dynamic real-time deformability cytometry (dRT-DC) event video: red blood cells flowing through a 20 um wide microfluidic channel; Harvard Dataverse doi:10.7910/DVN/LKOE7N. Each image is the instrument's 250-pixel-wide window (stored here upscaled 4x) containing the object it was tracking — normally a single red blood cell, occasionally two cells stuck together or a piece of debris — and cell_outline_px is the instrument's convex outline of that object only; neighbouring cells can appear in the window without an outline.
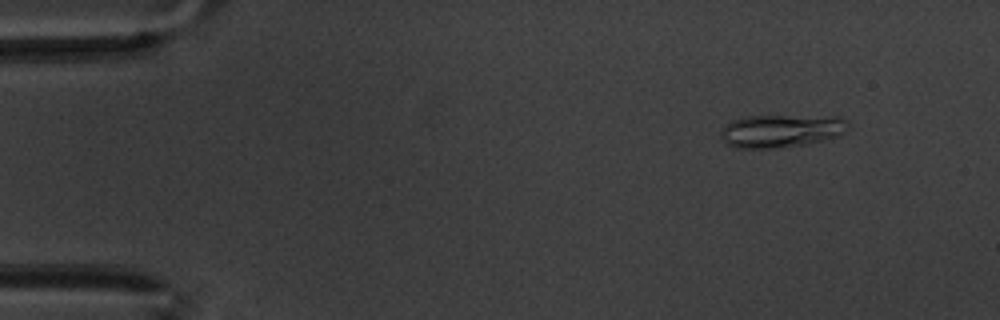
{"species": "common noctule bat (a hibernating species)", "species_latin": "Nyctalus noctula", "temperature_condition": "warm", "stored_images_in_passage": 55, "camera_frame_rate_fps": 3000, "um_per_image_px": 0.085, "animal": {"sex": "male", "body_mass_g": 20.1, "forearm_length_mm": 53.5}, "frame": {"image": 1, "passage_image": 2, "time_ms": 0.333, "image_size_px": [1000, 320], "cell_outline_px": [[848, 124], [844, 132], [840, 136], [804, 144], [768, 148], [736, 148], [728, 144], [720, 136], [720, 128], [724, 124], [732, 120], [744, 116], [840, 116], [848, 120]], "centroid_in_image_um": [66.38, 11.1], "position_along_channel_um": 18.6, "area_um2": 24.51}}
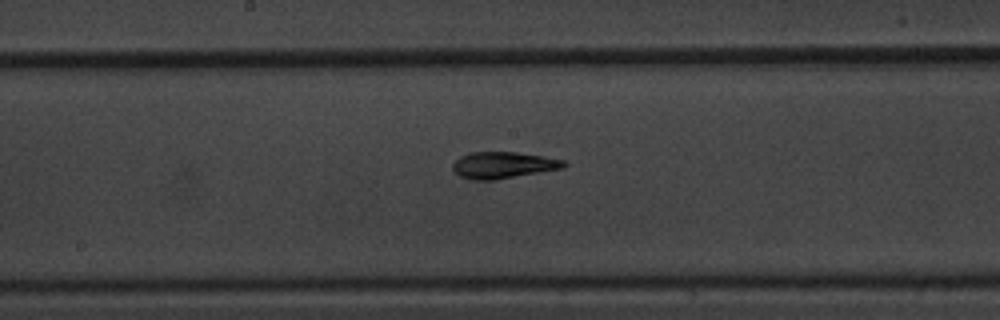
{"frame": {"image": 2, "passage_image": 27, "time_ms": 8.667, "image_size_px": [1000, 320], "cell_outline_px": [[568, 164], [564, 168], [496, 180], [472, 180], [460, 176], [452, 168], [452, 164], [460, 156], [468, 152], [516, 152], [544, 156], [564, 160]], "centroid_in_image_um": [42.78, 14.03], "position_along_channel_um": 205.4, "area_um2": 17.34}}
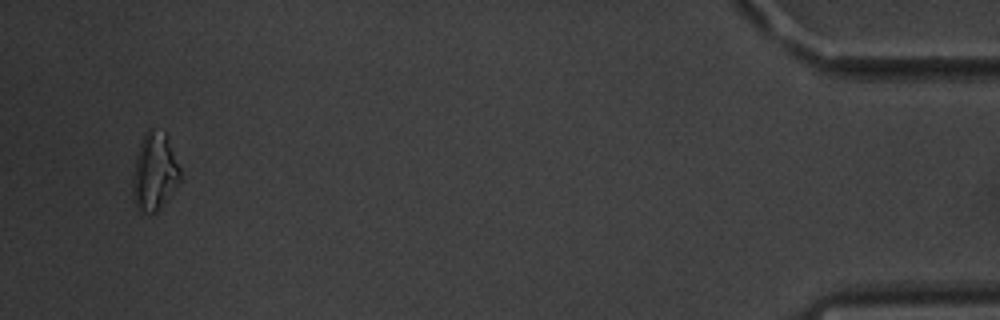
{"frame": {"image": 3, "passage_image": 53, "time_ms": 17.333, "image_size_px": [1000, 320], "cell_outline_px": [[180, 180], [156, 212], [144, 212], [136, 208], [132, 196], [132, 176], [136, 156], [144, 132], [148, 128], [152, 128], [164, 132], [168, 136], [180, 168]], "centroid_in_image_um": [13.11, 14.56], "position_along_channel_um": 422.1, "area_um2": 21.44}, "authors_computed_cell_mechanics": {"area_um2": 17.1088, "velocity_mm_per_s": 3.3766, "shape_relaxation_time_tau1_ms": 7.0015, "shape_relaxation_time_tau2_ms": 3.6946, "deformation_change_tau1": 0.2162, "deformation_change_tau2": 0.0783}}